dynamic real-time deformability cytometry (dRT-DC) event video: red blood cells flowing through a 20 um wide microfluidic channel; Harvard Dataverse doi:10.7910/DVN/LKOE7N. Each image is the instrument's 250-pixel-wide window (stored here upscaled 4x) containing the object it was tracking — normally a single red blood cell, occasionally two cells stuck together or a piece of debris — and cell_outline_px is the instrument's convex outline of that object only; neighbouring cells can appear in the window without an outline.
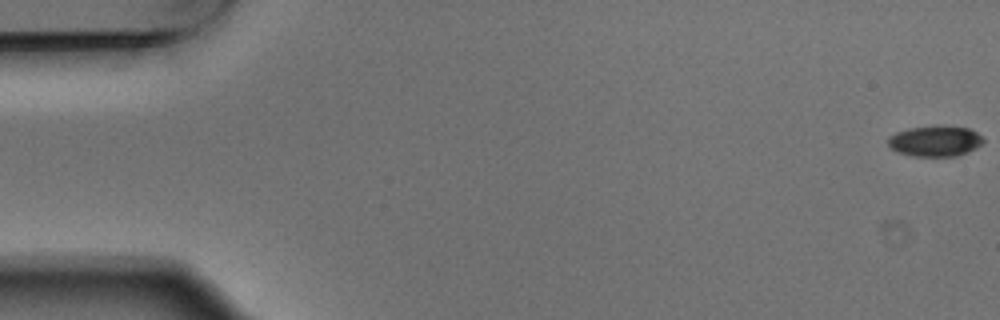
{"species": "Egyptian fruit bat (a non-hibernating species)", "species_latin": "Rousettus aegyptiacus", "temperature_condition": "warm", "stored_images_in_passage": 7, "camera_frame_rate_fps": 3000, "um_per_image_px": 0.085, "animal": {"sex": "male"}, "frame": {"image": 1, "passage_image": 1, "time_ms": 0.0, "image_size_px": [1000, 320], "cell_outline_px": [[984, 140], [976, 148], [968, 152], [956, 156], [912, 156], [896, 152], [888, 144], [888, 136], [896, 132], [908, 128], [936, 124], [944, 124], [968, 128], [976, 132]], "centroid_in_image_um": [79.46, 11.96], "position_along_channel_um": 5.5, "area_um2": 17.4}}
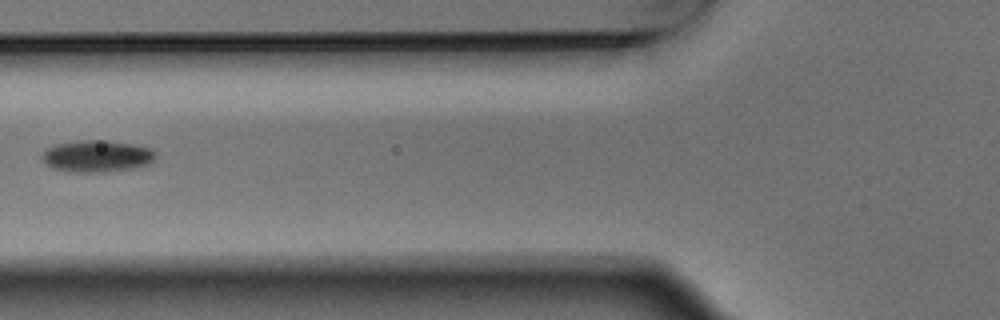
{"frame": {"image": 2, "passage_image": 6, "time_ms": 1.667, "image_size_px": [1000, 320], "cell_outline_px": [[156, 156], [148, 164], [132, 168], [104, 172], [64, 172], [52, 168], [40, 160], [40, 152], [52, 144], [80, 140], [108, 140], [132, 144], [148, 148], [156, 152]], "centroid_in_image_um": [8.12, 13.27], "position_along_channel_um": 117.7, "area_um2": 21.44}}
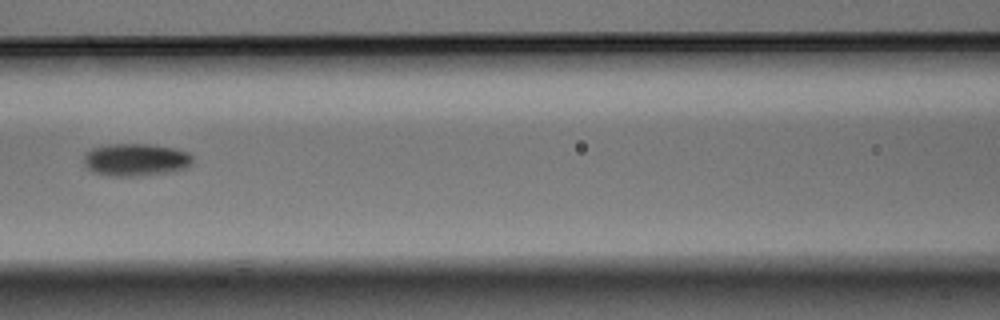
{"frame": {"image": 3, "passage_image": 7, "time_ms": 2.0, "image_size_px": [1000, 320], "cell_outline_px": [[192, 164], [188, 168], [172, 172], [136, 176], [112, 176], [92, 172], [84, 164], [84, 152], [92, 148], [108, 144], [148, 144], [176, 148], [188, 152], [192, 156]], "centroid_in_image_um": [11.55, 13.58], "position_along_channel_um": 155.1, "area_um2": 20.92}}